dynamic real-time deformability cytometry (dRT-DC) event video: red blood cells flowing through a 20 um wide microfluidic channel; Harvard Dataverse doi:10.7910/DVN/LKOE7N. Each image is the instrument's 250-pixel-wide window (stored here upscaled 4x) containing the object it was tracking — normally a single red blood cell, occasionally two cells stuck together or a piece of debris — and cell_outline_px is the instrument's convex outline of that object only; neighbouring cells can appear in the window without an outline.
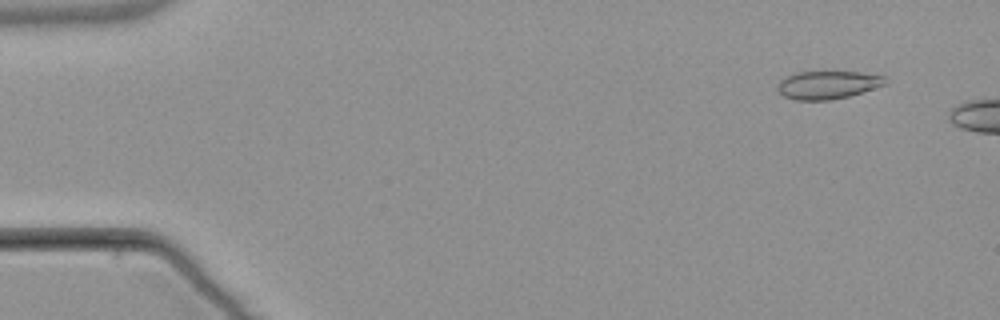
{"species": "common noctule bat (a hibernating species)", "species_latin": "Nyctalus noctula", "temperature_condition": "warm", "stored_images_in_passage": 3, "camera_frame_rate_fps": 3000, "um_per_image_px": 0.085, "animal": {"sex": "male", "body_mass_g": 21.5, "forearm_length_mm": 52.0}, "frame": {"image": 1, "passage_image": 2, "time_ms": 1.333, "image_size_px": [1000, 320], "cell_outline_px": [[884, 84], [848, 96], [832, 100], [796, 100], [784, 96], [776, 88], [780, 80], [784, 76], [796, 72], [860, 72], [884, 76]], "centroid_in_image_um": [70.27, 7.21], "position_along_channel_um": 14.7, "area_um2": 17.34}}